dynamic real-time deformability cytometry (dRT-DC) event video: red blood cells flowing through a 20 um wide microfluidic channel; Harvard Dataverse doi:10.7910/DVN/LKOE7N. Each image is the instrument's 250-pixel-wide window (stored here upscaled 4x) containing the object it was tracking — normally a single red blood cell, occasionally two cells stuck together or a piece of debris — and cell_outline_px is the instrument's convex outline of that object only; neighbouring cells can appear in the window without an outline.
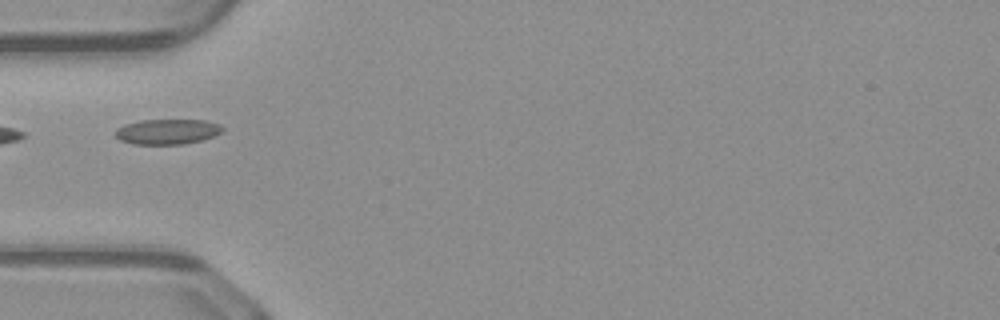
{"species": "common noctule bat (a hibernating species)", "species_latin": "Nyctalus noctula", "temperature_condition": "warm", "stored_images_in_passage": 5, "camera_frame_rate_fps": 3000, "um_per_image_px": 0.085, "animal": {"sex": "male", "body_mass_g": 23.1, "forearm_length_mm": 52.7}, "frame": {"image": 1, "passage_image": 1, "time_ms": 0.0, "image_size_px": [1000, 320], "cell_outline_px": [[224, 128], [220, 132], [212, 136], [200, 140], [184, 144], [136, 144], [120, 140], [112, 132], [116, 128], [124, 124], [140, 120], [208, 120], [220, 124]], "centroid_in_image_um": [14.18, 11.18], "position_along_channel_um": 70.8, "area_um2": 15.78}}